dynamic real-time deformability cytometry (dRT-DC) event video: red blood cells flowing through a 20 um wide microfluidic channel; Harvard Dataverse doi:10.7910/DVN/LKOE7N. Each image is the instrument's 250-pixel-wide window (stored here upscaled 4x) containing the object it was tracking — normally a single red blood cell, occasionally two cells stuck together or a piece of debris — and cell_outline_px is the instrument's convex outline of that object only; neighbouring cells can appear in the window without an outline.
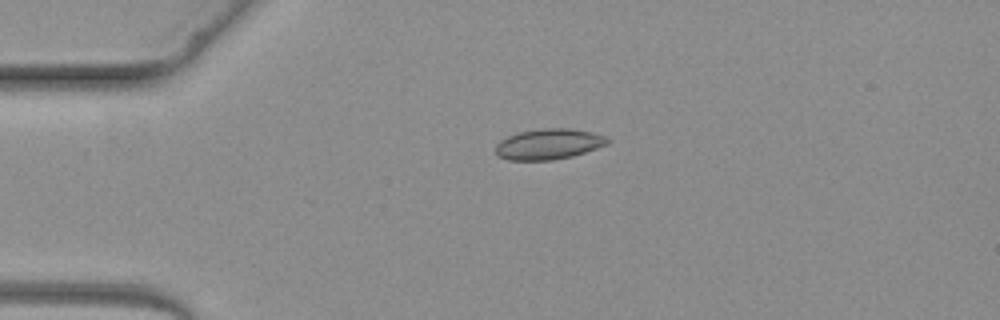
{"species": "common noctule bat (a hibernating species)", "species_latin": "Nyctalus noctula", "temperature_condition": "warm", "stored_images_in_passage": 3, "camera_frame_rate_fps": 3000, "um_per_image_px": 0.085, "animal": {"sex": "female", "body_mass_g": 19.3, "forearm_length_mm": 54.1}, "frame": {"image": 1, "passage_image": 1, "time_ms": 0.0, "image_size_px": [1000, 320], "cell_outline_px": [[612, 140], [608, 144], [572, 156], [552, 160], [508, 160], [496, 156], [496, 144], [500, 140], [516, 132], [544, 128], [572, 128], [592, 132], [604, 136]], "centroid_in_image_um": [46.62, 12.24], "position_along_channel_um": 38.4, "area_um2": 20.11}}
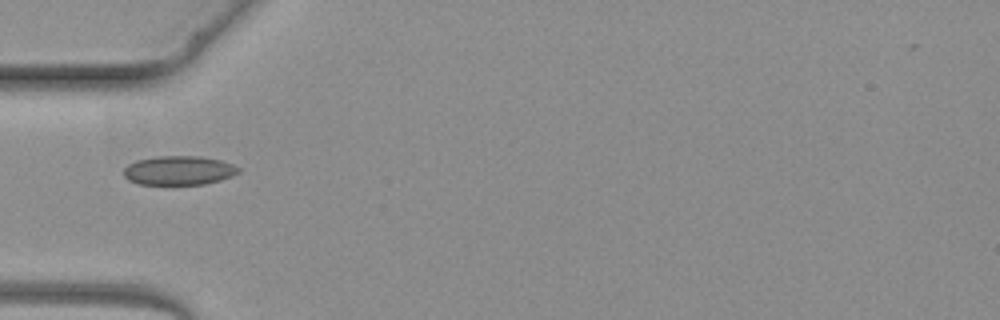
{"frame": {"image": 2, "passage_image": 2, "time_ms": 1.333, "image_size_px": [1000, 320], "cell_outline_px": [[240, 172], [232, 176], [220, 180], [204, 184], [140, 184], [128, 180], [124, 176], [124, 168], [128, 164], [136, 160], [156, 156], [200, 156], [220, 160], [232, 164], [240, 168]], "centroid_in_image_um": [15.2, 14.48], "position_along_channel_um": 69.8, "area_um2": 19.48}}
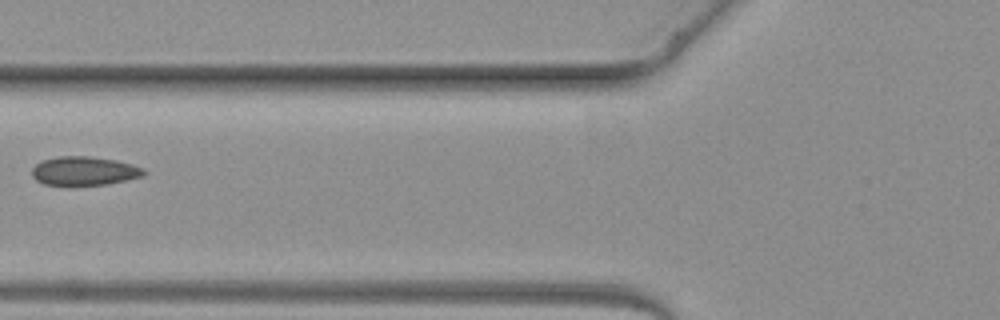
{"frame": {"image": 3, "passage_image": 3, "time_ms": 2.333, "image_size_px": [1000, 320], "cell_outline_px": [[148, 172], [144, 176], [108, 184], [44, 184], [36, 180], [32, 176], [32, 168], [40, 160], [60, 156], [88, 156], [116, 160], [132, 164], [144, 168]], "centroid_in_image_um": [7.19, 14.51], "position_along_channel_um": 118.6, "area_um2": 18.73}}